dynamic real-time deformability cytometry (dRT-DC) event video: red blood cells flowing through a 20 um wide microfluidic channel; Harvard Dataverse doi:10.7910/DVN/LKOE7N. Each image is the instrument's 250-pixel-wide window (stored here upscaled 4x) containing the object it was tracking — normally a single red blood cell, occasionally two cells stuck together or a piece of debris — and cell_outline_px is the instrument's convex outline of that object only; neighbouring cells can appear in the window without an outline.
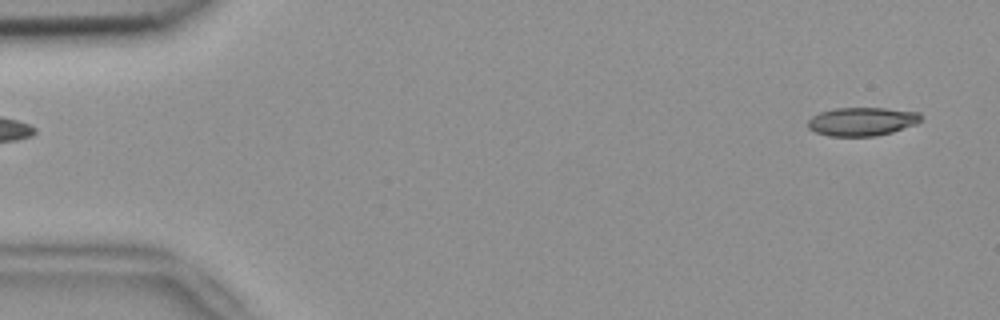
{"species": "common noctule bat (a hibernating species)", "species_latin": "Nyctalus noctula", "temperature_condition": "room temperature", "stored_images_in_passage": 52, "camera_frame_rate_fps": 3000, "um_per_image_px": 0.085, "animal": {"sex": "female", "body_mass_g": 18.4}, "frame": {"image": 1, "passage_image": 2, "time_ms": 0.333, "image_size_px": [1000, 320], "cell_outline_px": [[920, 120], [916, 124], [892, 132], [876, 136], [828, 136], [816, 132], [808, 128], [808, 120], [812, 116], [820, 112], [832, 108], [884, 108], [920, 112]], "centroid_in_image_um": [73.25, 10.32], "position_along_channel_um": 11.8, "area_um2": 18.79}}
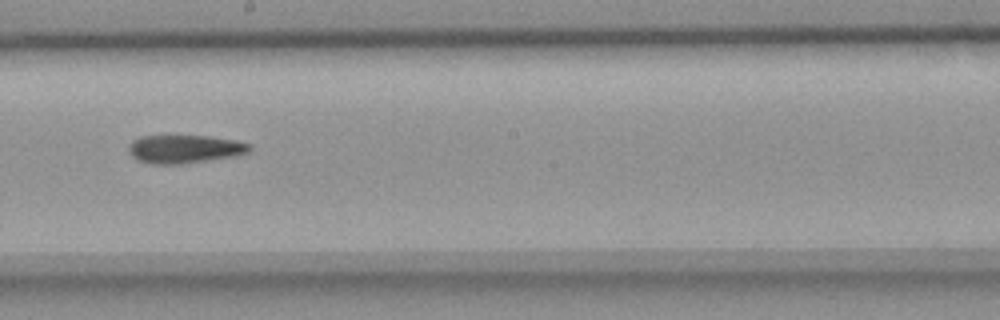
{"frame": {"image": 2, "passage_image": 29, "time_ms": 9.333, "image_size_px": [1000, 320], "cell_outline_px": [[252, 148], [248, 152], [232, 156], [180, 164], [152, 164], [140, 160], [132, 156], [128, 152], [128, 148], [132, 140], [140, 136], [208, 136], [236, 140], [252, 144]], "centroid_in_image_um": [15.69, 12.65], "position_along_channel_um": 232.5, "area_um2": 19.77}}
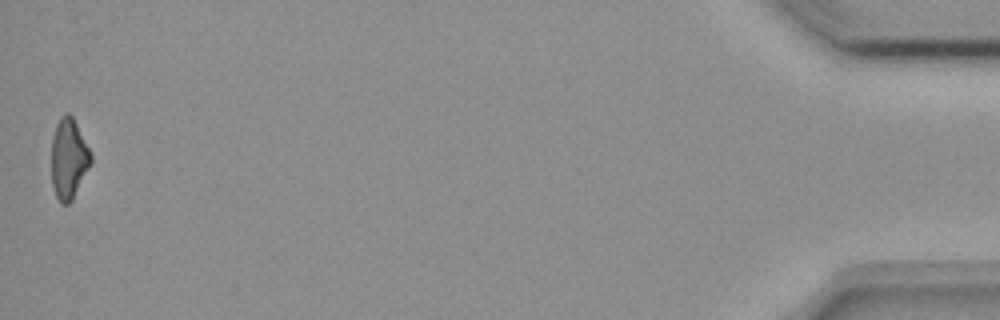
{"frame": {"image": 3, "passage_image": 52, "time_ms": 17.0, "image_size_px": [1000, 320], "cell_outline_px": [[92, 164], [72, 200], [68, 204], [60, 204], [56, 196], [52, 184], [52, 136], [56, 124], [60, 116], [64, 112], [68, 112], [72, 116], [92, 156]], "centroid_in_image_um": [5.83, 13.5], "position_along_channel_um": 429.4, "area_um2": 18.5}}